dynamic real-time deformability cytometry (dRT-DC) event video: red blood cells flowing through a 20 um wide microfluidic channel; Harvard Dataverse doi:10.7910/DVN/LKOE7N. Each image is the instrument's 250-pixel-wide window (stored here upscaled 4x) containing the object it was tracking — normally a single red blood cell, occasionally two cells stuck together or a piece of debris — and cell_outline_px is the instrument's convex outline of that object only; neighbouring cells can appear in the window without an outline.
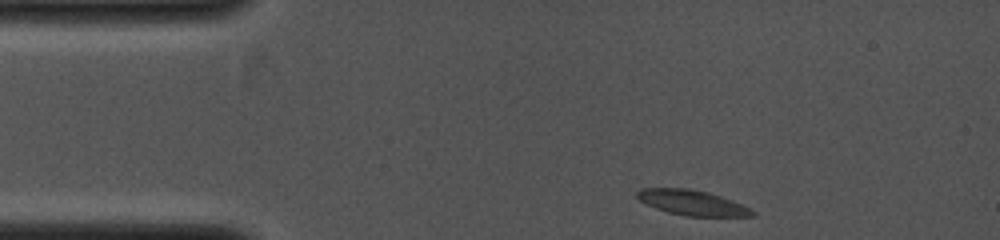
{"species": "common noctule bat (a hibernating species)", "species_latin": "Nyctalus noctula", "temperature_condition": "cold", "stored_images_in_passage": 34, "camera_frame_rate_fps": 4000, "um_per_image_px": 0.085, "animal": {"sex": "female", "body_mass_g": 19.0, "forearm_length_mm": 53.3}, "frame": {"image": 1, "passage_image": 1, "time_ms": 0.0, "image_size_px": [1000, 240], "cell_outline_px": [[756, 216], [688, 216], [668, 212], [656, 208], [640, 200], [636, 196], [636, 192], [640, 188], [688, 188], [708, 192], [732, 200], [756, 212]], "centroid_in_image_um": [58.82, 17.22], "position_along_channel_um": 26.2, "area_um2": 16.7}}
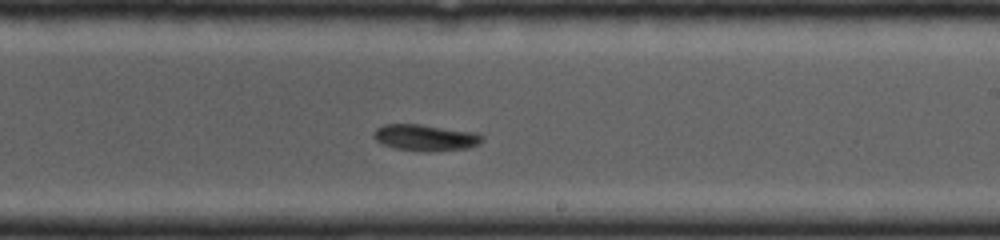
{"frame": {"image": 2, "passage_image": 20, "time_ms": 4.75, "image_size_px": [1000, 240], "cell_outline_px": [[484, 140], [480, 144], [468, 148], [396, 148], [384, 144], [376, 140], [372, 136], [376, 128], [384, 124], [420, 124], [476, 132], [484, 136]], "centroid_in_image_um": [36.18, 11.62], "position_along_channel_um": 252.8, "area_um2": 15.72}}
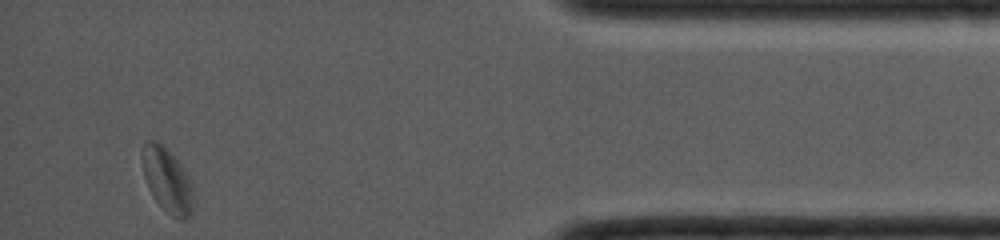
{"frame": {"image": 3, "passage_image": 34, "time_ms": 8.25, "image_size_px": [1000, 240], "cell_outline_px": [[192, 208], [188, 216], [184, 220], [180, 220], [172, 216], [152, 196], [148, 188], [144, 176], [140, 156], [144, 140], [156, 140], [176, 156], [184, 168], [188, 176], [192, 188]], "centroid_in_image_um": [14.17, 15.24], "position_along_channel_um": 421.0, "area_um2": 19.36}}